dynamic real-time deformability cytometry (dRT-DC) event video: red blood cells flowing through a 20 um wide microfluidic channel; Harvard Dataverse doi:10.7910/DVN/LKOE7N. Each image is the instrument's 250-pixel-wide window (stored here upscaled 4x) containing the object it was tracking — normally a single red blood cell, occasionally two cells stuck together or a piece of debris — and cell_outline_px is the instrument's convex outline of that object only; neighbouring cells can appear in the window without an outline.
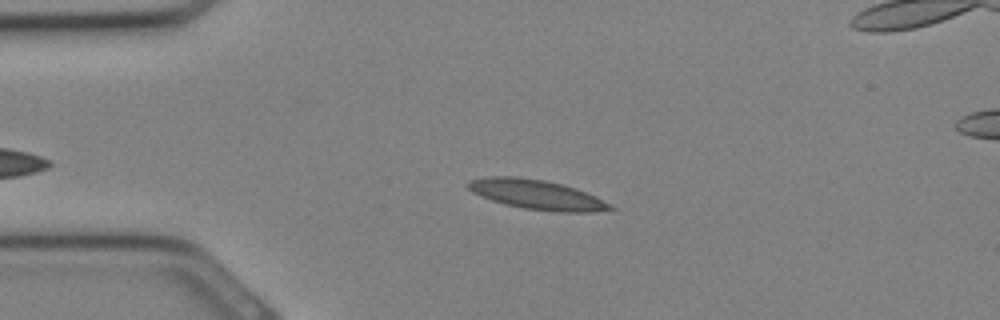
{"species": "Egyptian fruit bat (a non-hibernating species)", "species_latin": "Rousettus aegyptiacus", "temperature_condition": "cold", "stored_images_in_passage": 22, "camera_frame_rate_fps": 3000, "um_per_image_px": 0.085, "animal": {"sex": "female"}, "frame": {"image": 1, "passage_image": 8, "time_ms": 2.333, "image_size_px": [1000, 320], "cell_outline_px": [[616, 208], [592, 212], [556, 212], [524, 208], [504, 204], [492, 200], [472, 192], [468, 188], [468, 180], [488, 176], [512, 176], [544, 180], [576, 188], [596, 196], [612, 204]], "centroid_in_image_um": [45.64, 16.54], "position_along_channel_um": 39.4, "area_um2": 24.45}}
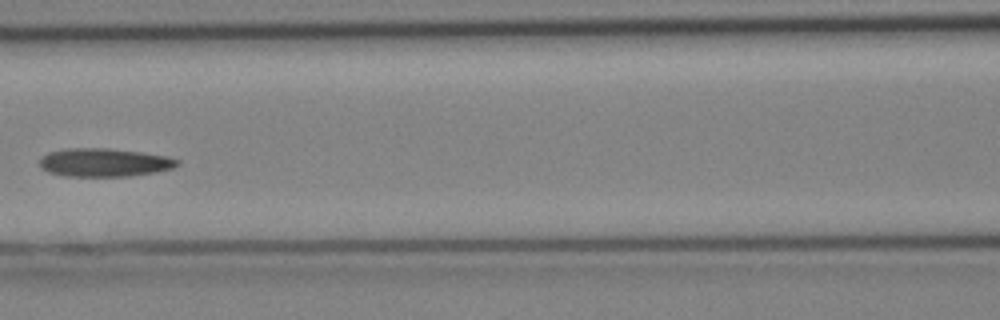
{"frame": {"image": 2, "passage_image": 15, "time_ms": 4.667, "image_size_px": [1000, 320], "cell_outline_px": [[180, 164], [172, 168], [156, 172], [128, 176], [64, 176], [48, 172], [40, 168], [40, 160], [48, 152], [68, 148], [108, 148], [140, 152], [168, 156], [180, 160]], "centroid_in_image_um": [8.87, 13.81], "position_along_channel_um": 157.7, "area_um2": 22.77}}
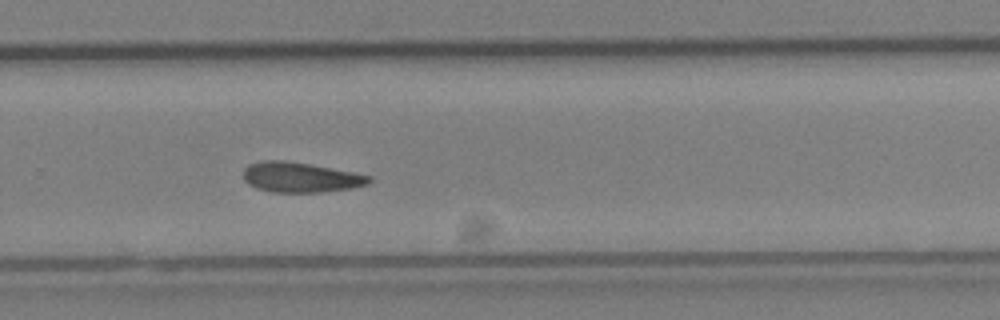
{"frame": {"image": 3, "passage_image": 22, "time_ms": 7.0, "image_size_px": [1000, 320], "cell_outline_px": [[372, 180], [368, 184], [352, 188], [320, 192], [272, 192], [256, 188], [244, 180], [244, 168], [248, 164], [264, 160], [284, 160], [308, 164], [352, 172], [372, 176]], "centroid_in_image_um": [25.53, 15.07], "position_along_channel_um": 304.3, "area_um2": 21.91}}